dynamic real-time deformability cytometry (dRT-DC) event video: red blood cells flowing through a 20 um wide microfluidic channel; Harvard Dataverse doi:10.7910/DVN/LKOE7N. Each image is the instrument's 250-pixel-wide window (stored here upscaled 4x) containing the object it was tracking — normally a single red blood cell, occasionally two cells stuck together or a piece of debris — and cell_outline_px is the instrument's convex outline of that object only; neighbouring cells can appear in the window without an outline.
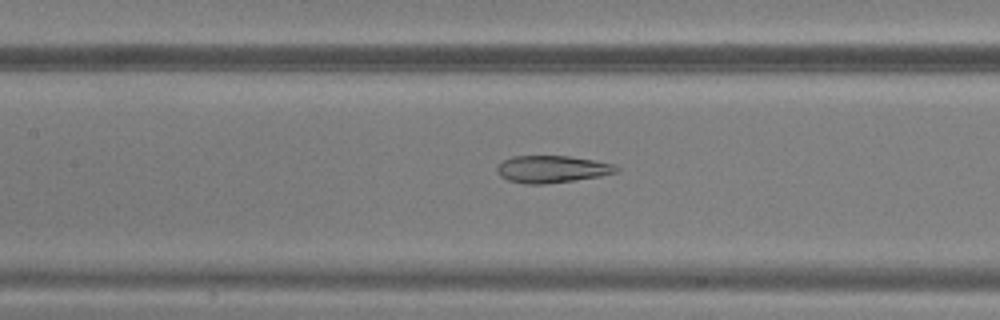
{"species": "common noctule bat (a hibernating species)", "species_latin": "Nyctalus noctula", "temperature_condition": "warm", "stored_images_in_passage": 48, "camera_frame_rate_fps": 3000, "um_per_image_px": 0.085, "animal": {"sex": "male", "body_mass_g": 20.5, "forearm_length_mm": 52.5}, "frame": {"image": 1, "passage_image": 22, "time_ms": 7.0, "image_size_px": [1000, 320], "cell_outline_px": [[620, 168], [616, 172], [600, 176], [544, 184], [524, 184], [508, 180], [500, 176], [496, 172], [496, 168], [504, 160], [512, 156], [568, 156], [616, 164]], "centroid_in_image_um": [46.9, 14.38], "position_along_channel_um": 160.5, "area_um2": 18.79}}
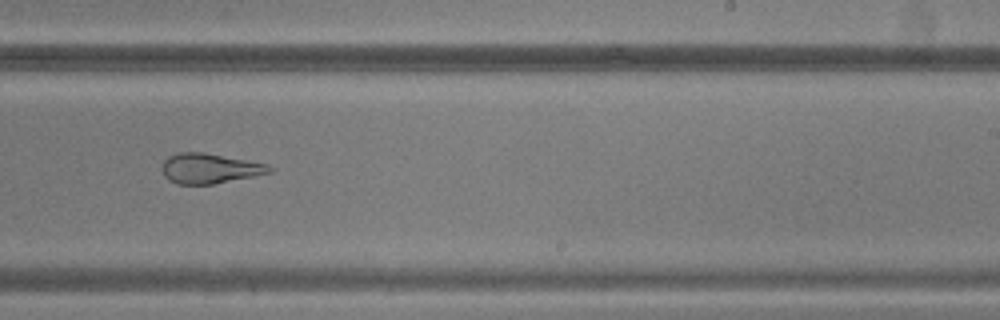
{"frame": {"image": 2, "passage_image": 30, "time_ms": 9.667, "image_size_px": [1000, 320], "cell_outline_px": [[276, 168], [272, 172], [256, 176], [212, 184], [176, 184], [168, 180], [164, 176], [160, 168], [164, 160], [168, 156], [176, 152], [204, 152], [268, 164]], "centroid_in_image_um": [17.81, 14.31], "position_along_channel_um": 271.2, "area_um2": 19.13}}
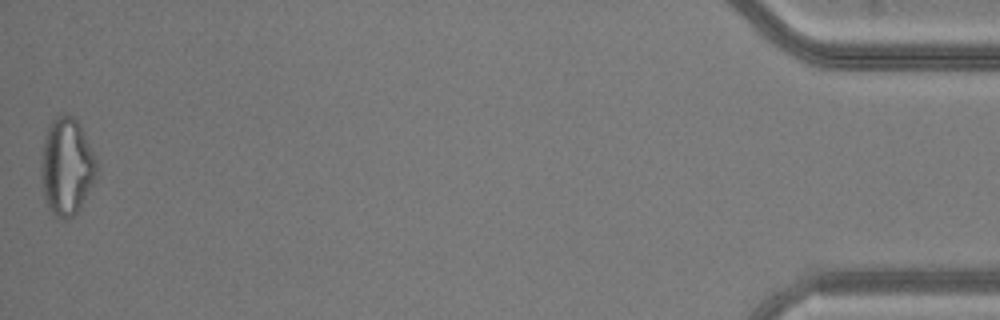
{"frame": {"image": 3, "passage_image": 48, "time_ms": 15.667, "image_size_px": [1000, 320], "cell_outline_px": [[96, 176], [80, 208], [72, 216], [64, 220], [52, 216], [48, 208], [44, 196], [40, 176], [40, 160], [44, 140], [48, 124], [56, 116], [72, 116], [80, 124], [96, 160]], "centroid_in_image_um": [5.62, 14.19], "position_along_channel_um": 429.6, "area_um2": 31.44}}